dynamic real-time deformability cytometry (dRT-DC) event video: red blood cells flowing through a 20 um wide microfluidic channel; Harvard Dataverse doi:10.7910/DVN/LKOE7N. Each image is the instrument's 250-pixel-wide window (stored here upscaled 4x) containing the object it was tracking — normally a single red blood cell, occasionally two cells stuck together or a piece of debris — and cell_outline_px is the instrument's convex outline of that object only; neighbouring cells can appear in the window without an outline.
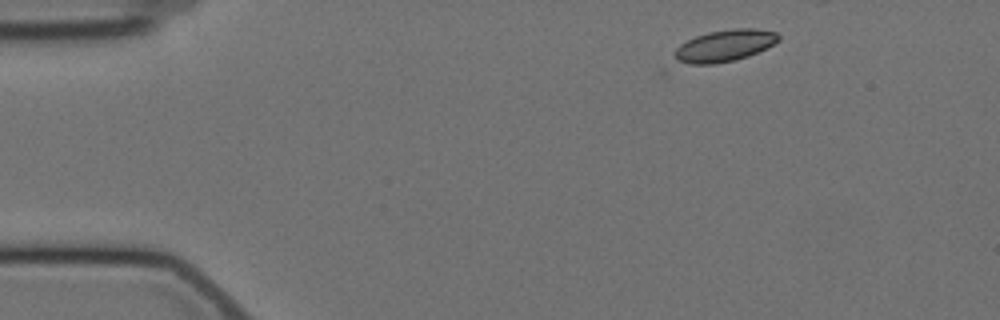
{"species": "Egyptian fruit bat (a non-hibernating species)", "species_latin": "Rousettus aegyptiacus", "temperature_condition": "cold", "stored_images_in_passage": 17, "camera_frame_rate_fps": 3000, "um_per_image_px": 0.085, "animal": {"sex": "female"}, "frame": {"image": 1, "passage_image": 1, "time_ms": 0.0, "image_size_px": [1000, 320], "cell_outline_px": [[780, 40], [748, 56], [732, 60], [712, 64], [688, 64], [680, 60], [676, 56], [676, 48], [680, 44], [696, 36], [708, 32], [732, 28], [756, 28], [776, 32], [780, 36]], "centroid_in_image_um": [61.62, 3.85], "position_along_channel_um": 23.4, "area_um2": 18.84}}
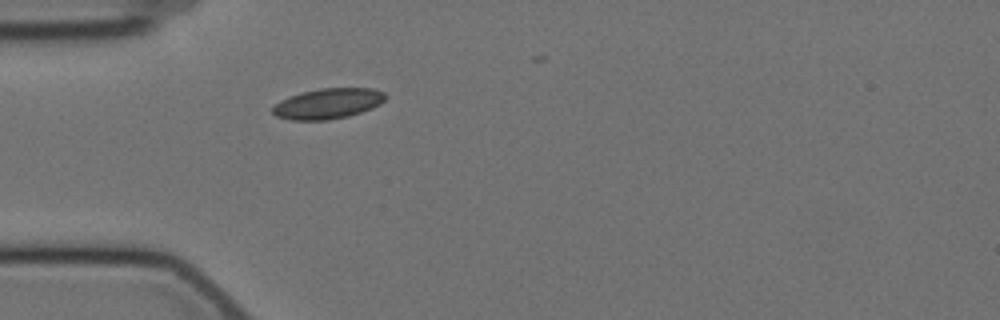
{"frame": {"image": 2, "passage_image": 10, "time_ms": 3.0, "image_size_px": [1000, 320], "cell_outline_px": [[388, 96], [380, 104], [372, 108], [348, 116], [328, 120], [292, 120], [276, 116], [272, 112], [272, 108], [280, 100], [288, 96], [300, 92], [320, 88], [372, 88], [384, 92]], "centroid_in_image_um": [27.87, 8.79], "position_along_channel_um": 57.1, "area_um2": 20.11}}
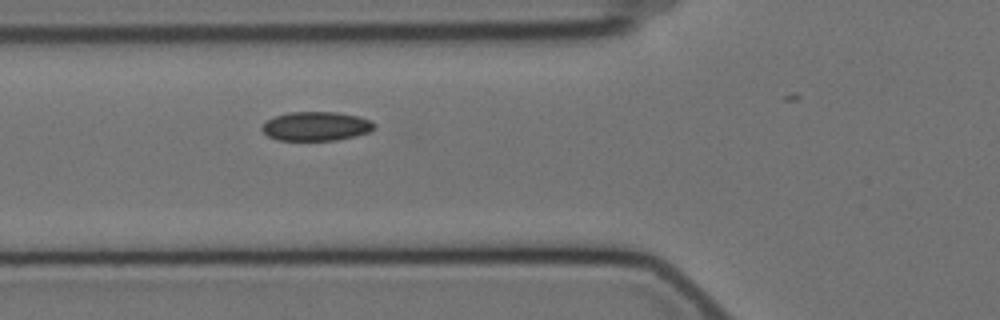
{"frame": {"image": 3, "passage_image": 14, "time_ms": 4.333, "image_size_px": [1000, 320], "cell_outline_px": [[376, 128], [368, 132], [356, 136], [336, 140], [276, 140], [268, 136], [260, 128], [268, 120], [276, 116], [292, 112], [336, 112], [356, 116], [372, 120], [376, 124]], "centroid_in_image_um": [26.9, 10.73], "position_along_channel_um": 98.9, "area_um2": 18.96}}